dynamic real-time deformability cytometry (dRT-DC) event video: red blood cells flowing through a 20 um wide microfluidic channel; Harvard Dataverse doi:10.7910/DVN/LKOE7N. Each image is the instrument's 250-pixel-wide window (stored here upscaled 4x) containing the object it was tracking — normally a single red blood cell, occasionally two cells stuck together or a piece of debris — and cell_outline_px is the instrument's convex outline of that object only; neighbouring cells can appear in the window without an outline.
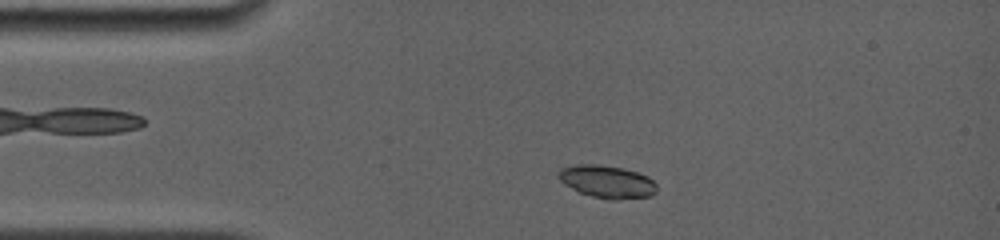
{"species": "common noctule bat (a hibernating species)", "species_latin": "Nyctalus noctula", "temperature_condition": "room temperature", "stored_images_in_passage": 39, "camera_frame_rate_fps": 4000, "um_per_image_px": 0.085, "animal": {"sex": "female", "body_mass_g": 19.0, "forearm_length_mm": 56.7}, "frame": {"image": 1, "passage_image": 9, "time_ms": 1.75, "image_size_px": [1000, 240], "cell_outline_px": [[656, 192], [648, 196], [616, 200], [592, 196], [580, 192], [564, 184], [560, 180], [560, 168], [576, 164], [596, 164], [624, 168], [648, 176], [656, 184]], "centroid_in_image_um": [51.61, 15.43], "position_along_channel_um": 33.4, "area_um2": 18.44}}
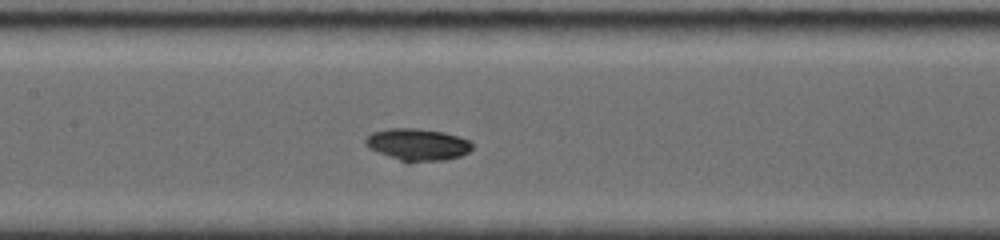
{"frame": {"image": 2, "passage_image": 25, "time_ms": 6.25, "image_size_px": [1000, 240], "cell_outline_px": [[472, 148], [468, 152], [460, 156], [444, 160], [408, 164], [368, 148], [364, 144], [364, 140], [372, 132], [388, 128], [416, 128], [444, 132], [468, 140], [472, 144]], "centroid_in_image_um": [35.45, 12.31], "position_along_channel_um": 171.9, "area_um2": 20.17}}
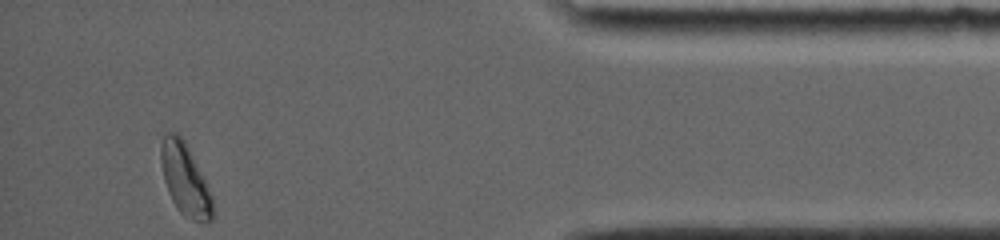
{"frame": {"image": 3, "passage_image": 39, "time_ms": 13.75, "image_size_px": [1000, 240], "cell_outline_px": [[216, 212], [212, 220], [196, 220], [180, 212], [176, 208], [168, 192], [164, 180], [160, 164], [160, 148], [164, 136], [168, 132], [176, 132], [184, 140], [212, 196]], "centroid_in_image_um": [15.72, 15.26], "position_along_channel_um": 419.5, "area_um2": 21.27}, "authors_computed_cell_mechanics": {"area_um2": 19.363, "velocity_mm_per_s": 3.7986, "shape_relaxation_time_tau1_ms": 2.4351, "shape_relaxation_time_tau2_ms": null, "deformation_change_tau1": 0.0953, "deformation_change_tau2": null}}